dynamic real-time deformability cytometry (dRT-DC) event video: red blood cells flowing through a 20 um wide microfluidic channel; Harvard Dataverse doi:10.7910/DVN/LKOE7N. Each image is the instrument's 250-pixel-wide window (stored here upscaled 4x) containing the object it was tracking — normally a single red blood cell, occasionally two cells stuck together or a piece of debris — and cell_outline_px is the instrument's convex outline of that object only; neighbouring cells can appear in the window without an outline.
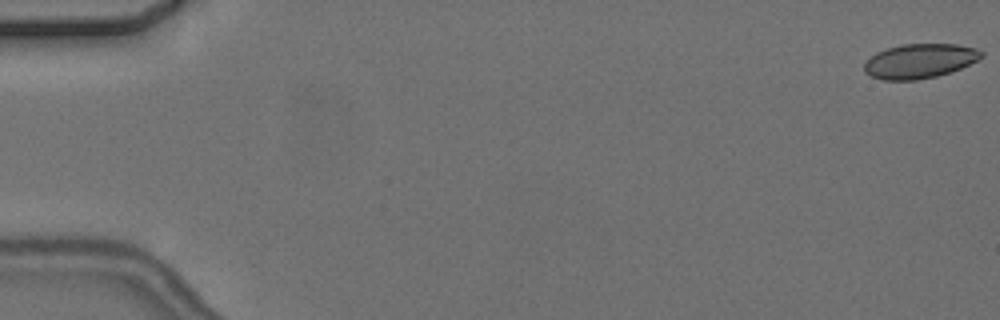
{"species": "common noctule bat (a hibernating species)", "species_latin": "Nyctalus noctula", "temperature_condition": "cold", "stored_images_in_passage": 5, "camera_frame_rate_fps": 3000, "um_per_image_px": 0.085, "animal": {"sex": "female", "body_mass_g": 24.6, "forearm_length_mm": 56.2}, "frame": {"image": 1, "passage_image": 1, "time_ms": 0.0, "image_size_px": [1000, 320], "cell_outline_px": [[984, 56], [960, 68], [936, 76], [916, 80], [884, 80], [872, 76], [864, 72], [864, 60], [876, 52], [900, 44], [956, 44], [976, 48], [984, 52]], "centroid_in_image_um": [78.14, 5.18], "position_along_channel_um": 6.9, "area_um2": 23.52}}